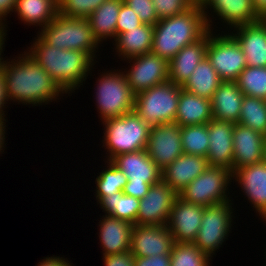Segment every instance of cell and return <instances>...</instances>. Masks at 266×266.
I'll use <instances>...</instances> for the list:
<instances>
[{
    "instance_id": "obj_41",
    "label": "cell",
    "mask_w": 266,
    "mask_h": 266,
    "mask_svg": "<svg viewBox=\"0 0 266 266\" xmlns=\"http://www.w3.org/2000/svg\"><path fill=\"white\" fill-rule=\"evenodd\" d=\"M104 266H134L135 257L131 251L103 256Z\"/></svg>"
},
{
    "instance_id": "obj_12",
    "label": "cell",
    "mask_w": 266,
    "mask_h": 266,
    "mask_svg": "<svg viewBox=\"0 0 266 266\" xmlns=\"http://www.w3.org/2000/svg\"><path fill=\"white\" fill-rule=\"evenodd\" d=\"M178 193L162 179L150 186L141 199L136 225H167Z\"/></svg>"
},
{
    "instance_id": "obj_46",
    "label": "cell",
    "mask_w": 266,
    "mask_h": 266,
    "mask_svg": "<svg viewBox=\"0 0 266 266\" xmlns=\"http://www.w3.org/2000/svg\"><path fill=\"white\" fill-rule=\"evenodd\" d=\"M8 100L6 98V93H5V81H4V77L0 71V120H7L5 119L6 115H5V112L7 111H4L7 104H8Z\"/></svg>"
},
{
    "instance_id": "obj_9",
    "label": "cell",
    "mask_w": 266,
    "mask_h": 266,
    "mask_svg": "<svg viewBox=\"0 0 266 266\" xmlns=\"http://www.w3.org/2000/svg\"><path fill=\"white\" fill-rule=\"evenodd\" d=\"M232 201H225L204 208L201 226L193 243L211 258L216 255L217 249H220L231 233L235 218Z\"/></svg>"
},
{
    "instance_id": "obj_48",
    "label": "cell",
    "mask_w": 266,
    "mask_h": 266,
    "mask_svg": "<svg viewBox=\"0 0 266 266\" xmlns=\"http://www.w3.org/2000/svg\"><path fill=\"white\" fill-rule=\"evenodd\" d=\"M6 122H8L7 120H0V154H4V150H5V139H6Z\"/></svg>"
},
{
    "instance_id": "obj_25",
    "label": "cell",
    "mask_w": 266,
    "mask_h": 266,
    "mask_svg": "<svg viewBox=\"0 0 266 266\" xmlns=\"http://www.w3.org/2000/svg\"><path fill=\"white\" fill-rule=\"evenodd\" d=\"M243 97L236 82L223 81L211 99L212 119L238 123Z\"/></svg>"
},
{
    "instance_id": "obj_20",
    "label": "cell",
    "mask_w": 266,
    "mask_h": 266,
    "mask_svg": "<svg viewBox=\"0 0 266 266\" xmlns=\"http://www.w3.org/2000/svg\"><path fill=\"white\" fill-rule=\"evenodd\" d=\"M265 135L236 123L233 128L232 173L243 166L263 161Z\"/></svg>"
},
{
    "instance_id": "obj_5",
    "label": "cell",
    "mask_w": 266,
    "mask_h": 266,
    "mask_svg": "<svg viewBox=\"0 0 266 266\" xmlns=\"http://www.w3.org/2000/svg\"><path fill=\"white\" fill-rule=\"evenodd\" d=\"M41 30V31H40ZM37 33L48 45L56 49L86 52L95 62L101 45L95 39L87 18L67 17L57 14Z\"/></svg>"
},
{
    "instance_id": "obj_45",
    "label": "cell",
    "mask_w": 266,
    "mask_h": 266,
    "mask_svg": "<svg viewBox=\"0 0 266 266\" xmlns=\"http://www.w3.org/2000/svg\"><path fill=\"white\" fill-rule=\"evenodd\" d=\"M70 262L67 258L53 255L43 258L38 262V266H72L73 263Z\"/></svg>"
},
{
    "instance_id": "obj_7",
    "label": "cell",
    "mask_w": 266,
    "mask_h": 266,
    "mask_svg": "<svg viewBox=\"0 0 266 266\" xmlns=\"http://www.w3.org/2000/svg\"><path fill=\"white\" fill-rule=\"evenodd\" d=\"M181 86L167 81L136 94L134 111L148 125L174 123Z\"/></svg>"
},
{
    "instance_id": "obj_21",
    "label": "cell",
    "mask_w": 266,
    "mask_h": 266,
    "mask_svg": "<svg viewBox=\"0 0 266 266\" xmlns=\"http://www.w3.org/2000/svg\"><path fill=\"white\" fill-rule=\"evenodd\" d=\"M111 162L128 178L127 182L153 185L161 180V169L151 160L146 149L119 154Z\"/></svg>"
},
{
    "instance_id": "obj_10",
    "label": "cell",
    "mask_w": 266,
    "mask_h": 266,
    "mask_svg": "<svg viewBox=\"0 0 266 266\" xmlns=\"http://www.w3.org/2000/svg\"><path fill=\"white\" fill-rule=\"evenodd\" d=\"M206 57L222 81L235 82L247 67L240 45L227 31H221V35L220 32L217 34L211 30L208 31Z\"/></svg>"
},
{
    "instance_id": "obj_38",
    "label": "cell",
    "mask_w": 266,
    "mask_h": 266,
    "mask_svg": "<svg viewBox=\"0 0 266 266\" xmlns=\"http://www.w3.org/2000/svg\"><path fill=\"white\" fill-rule=\"evenodd\" d=\"M158 19L172 17L190 9L194 0H152Z\"/></svg>"
},
{
    "instance_id": "obj_42",
    "label": "cell",
    "mask_w": 266,
    "mask_h": 266,
    "mask_svg": "<svg viewBox=\"0 0 266 266\" xmlns=\"http://www.w3.org/2000/svg\"><path fill=\"white\" fill-rule=\"evenodd\" d=\"M134 266H171L170 255L135 257Z\"/></svg>"
},
{
    "instance_id": "obj_13",
    "label": "cell",
    "mask_w": 266,
    "mask_h": 266,
    "mask_svg": "<svg viewBox=\"0 0 266 266\" xmlns=\"http://www.w3.org/2000/svg\"><path fill=\"white\" fill-rule=\"evenodd\" d=\"M200 4L208 29L211 31L215 29L212 27V23H215L212 19L216 17H219L223 23L221 25H224L228 32L229 29L261 20L254 10L252 0H203ZM210 12L215 15H211Z\"/></svg>"
},
{
    "instance_id": "obj_23",
    "label": "cell",
    "mask_w": 266,
    "mask_h": 266,
    "mask_svg": "<svg viewBox=\"0 0 266 266\" xmlns=\"http://www.w3.org/2000/svg\"><path fill=\"white\" fill-rule=\"evenodd\" d=\"M102 218V219H101ZM99 221L100 247L102 255H112L130 251L133 224L111 215H103Z\"/></svg>"
},
{
    "instance_id": "obj_49",
    "label": "cell",
    "mask_w": 266,
    "mask_h": 266,
    "mask_svg": "<svg viewBox=\"0 0 266 266\" xmlns=\"http://www.w3.org/2000/svg\"><path fill=\"white\" fill-rule=\"evenodd\" d=\"M7 31L8 30H6L5 24L0 20V53H4V44L6 41V35H8Z\"/></svg>"
},
{
    "instance_id": "obj_30",
    "label": "cell",
    "mask_w": 266,
    "mask_h": 266,
    "mask_svg": "<svg viewBox=\"0 0 266 266\" xmlns=\"http://www.w3.org/2000/svg\"><path fill=\"white\" fill-rule=\"evenodd\" d=\"M222 82L209 59L205 57L182 86V89L211 100Z\"/></svg>"
},
{
    "instance_id": "obj_36",
    "label": "cell",
    "mask_w": 266,
    "mask_h": 266,
    "mask_svg": "<svg viewBox=\"0 0 266 266\" xmlns=\"http://www.w3.org/2000/svg\"><path fill=\"white\" fill-rule=\"evenodd\" d=\"M212 258L194 243L174 242L170 253L171 266H210Z\"/></svg>"
},
{
    "instance_id": "obj_34",
    "label": "cell",
    "mask_w": 266,
    "mask_h": 266,
    "mask_svg": "<svg viewBox=\"0 0 266 266\" xmlns=\"http://www.w3.org/2000/svg\"><path fill=\"white\" fill-rule=\"evenodd\" d=\"M183 153L206 157L208 154V123L181 127Z\"/></svg>"
},
{
    "instance_id": "obj_4",
    "label": "cell",
    "mask_w": 266,
    "mask_h": 266,
    "mask_svg": "<svg viewBox=\"0 0 266 266\" xmlns=\"http://www.w3.org/2000/svg\"><path fill=\"white\" fill-rule=\"evenodd\" d=\"M104 136L102 147L106 159L111 161L119 154L137 152L147 148L151 126L141 119L135 111L120 117L102 121Z\"/></svg>"
},
{
    "instance_id": "obj_15",
    "label": "cell",
    "mask_w": 266,
    "mask_h": 266,
    "mask_svg": "<svg viewBox=\"0 0 266 266\" xmlns=\"http://www.w3.org/2000/svg\"><path fill=\"white\" fill-rule=\"evenodd\" d=\"M174 240L167 225H134L130 251L134 257L170 255Z\"/></svg>"
},
{
    "instance_id": "obj_28",
    "label": "cell",
    "mask_w": 266,
    "mask_h": 266,
    "mask_svg": "<svg viewBox=\"0 0 266 266\" xmlns=\"http://www.w3.org/2000/svg\"><path fill=\"white\" fill-rule=\"evenodd\" d=\"M14 14L23 24L40 29L48 25L58 14V0H17Z\"/></svg>"
},
{
    "instance_id": "obj_2",
    "label": "cell",
    "mask_w": 266,
    "mask_h": 266,
    "mask_svg": "<svg viewBox=\"0 0 266 266\" xmlns=\"http://www.w3.org/2000/svg\"><path fill=\"white\" fill-rule=\"evenodd\" d=\"M31 43L26 51L28 55L41 65L68 95L83 86V81H86L96 64L86 52L56 49L38 34Z\"/></svg>"
},
{
    "instance_id": "obj_39",
    "label": "cell",
    "mask_w": 266,
    "mask_h": 266,
    "mask_svg": "<svg viewBox=\"0 0 266 266\" xmlns=\"http://www.w3.org/2000/svg\"><path fill=\"white\" fill-rule=\"evenodd\" d=\"M123 3L139 16L143 24L154 26L159 21L152 0H123Z\"/></svg>"
},
{
    "instance_id": "obj_50",
    "label": "cell",
    "mask_w": 266,
    "mask_h": 266,
    "mask_svg": "<svg viewBox=\"0 0 266 266\" xmlns=\"http://www.w3.org/2000/svg\"><path fill=\"white\" fill-rule=\"evenodd\" d=\"M263 162L266 163V136L264 141Z\"/></svg>"
},
{
    "instance_id": "obj_6",
    "label": "cell",
    "mask_w": 266,
    "mask_h": 266,
    "mask_svg": "<svg viewBox=\"0 0 266 266\" xmlns=\"http://www.w3.org/2000/svg\"><path fill=\"white\" fill-rule=\"evenodd\" d=\"M98 75L96 80V109L101 122L120 117L134 111L136 94L127 83L122 69L108 70Z\"/></svg>"
},
{
    "instance_id": "obj_3",
    "label": "cell",
    "mask_w": 266,
    "mask_h": 266,
    "mask_svg": "<svg viewBox=\"0 0 266 266\" xmlns=\"http://www.w3.org/2000/svg\"><path fill=\"white\" fill-rule=\"evenodd\" d=\"M209 31L202 6L195 3L187 11L160 19L154 25L152 53L169 62L184 46Z\"/></svg>"
},
{
    "instance_id": "obj_16",
    "label": "cell",
    "mask_w": 266,
    "mask_h": 266,
    "mask_svg": "<svg viewBox=\"0 0 266 266\" xmlns=\"http://www.w3.org/2000/svg\"><path fill=\"white\" fill-rule=\"evenodd\" d=\"M205 206L184 201L179 196L172 206L167 227L176 243H193L201 226Z\"/></svg>"
},
{
    "instance_id": "obj_37",
    "label": "cell",
    "mask_w": 266,
    "mask_h": 266,
    "mask_svg": "<svg viewBox=\"0 0 266 266\" xmlns=\"http://www.w3.org/2000/svg\"><path fill=\"white\" fill-rule=\"evenodd\" d=\"M107 0H58V13L67 17L87 18Z\"/></svg>"
},
{
    "instance_id": "obj_33",
    "label": "cell",
    "mask_w": 266,
    "mask_h": 266,
    "mask_svg": "<svg viewBox=\"0 0 266 266\" xmlns=\"http://www.w3.org/2000/svg\"><path fill=\"white\" fill-rule=\"evenodd\" d=\"M238 123L266 136V100L244 95Z\"/></svg>"
},
{
    "instance_id": "obj_27",
    "label": "cell",
    "mask_w": 266,
    "mask_h": 266,
    "mask_svg": "<svg viewBox=\"0 0 266 266\" xmlns=\"http://www.w3.org/2000/svg\"><path fill=\"white\" fill-rule=\"evenodd\" d=\"M212 120L211 100L181 89L175 123L180 127L207 124Z\"/></svg>"
},
{
    "instance_id": "obj_26",
    "label": "cell",
    "mask_w": 266,
    "mask_h": 266,
    "mask_svg": "<svg viewBox=\"0 0 266 266\" xmlns=\"http://www.w3.org/2000/svg\"><path fill=\"white\" fill-rule=\"evenodd\" d=\"M153 31L154 26L142 23L136 28L117 35L112 43L115 41L114 50L119 59L127 60L150 53L153 46Z\"/></svg>"
},
{
    "instance_id": "obj_40",
    "label": "cell",
    "mask_w": 266,
    "mask_h": 266,
    "mask_svg": "<svg viewBox=\"0 0 266 266\" xmlns=\"http://www.w3.org/2000/svg\"><path fill=\"white\" fill-rule=\"evenodd\" d=\"M139 16L126 4L122 3L116 25V36L140 26Z\"/></svg>"
},
{
    "instance_id": "obj_35",
    "label": "cell",
    "mask_w": 266,
    "mask_h": 266,
    "mask_svg": "<svg viewBox=\"0 0 266 266\" xmlns=\"http://www.w3.org/2000/svg\"><path fill=\"white\" fill-rule=\"evenodd\" d=\"M235 82L244 95L266 100V67L247 66Z\"/></svg>"
},
{
    "instance_id": "obj_29",
    "label": "cell",
    "mask_w": 266,
    "mask_h": 266,
    "mask_svg": "<svg viewBox=\"0 0 266 266\" xmlns=\"http://www.w3.org/2000/svg\"><path fill=\"white\" fill-rule=\"evenodd\" d=\"M122 3L123 0H107L87 17L93 36L100 45L107 39L115 40L117 19Z\"/></svg>"
},
{
    "instance_id": "obj_24",
    "label": "cell",
    "mask_w": 266,
    "mask_h": 266,
    "mask_svg": "<svg viewBox=\"0 0 266 266\" xmlns=\"http://www.w3.org/2000/svg\"><path fill=\"white\" fill-rule=\"evenodd\" d=\"M208 32L196 42L184 46L169 62V81L183 86L198 64L206 57Z\"/></svg>"
},
{
    "instance_id": "obj_8",
    "label": "cell",
    "mask_w": 266,
    "mask_h": 266,
    "mask_svg": "<svg viewBox=\"0 0 266 266\" xmlns=\"http://www.w3.org/2000/svg\"><path fill=\"white\" fill-rule=\"evenodd\" d=\"M231 182H233L232 171L224 167L209 166L189 183L178 196L186 202L205 207L219 204L233 200L229 196Z\"/></svg>"
},
{
    "instance_id": "obj_47",
    "label": "cell",
    "mask_w": 266,
    "mask_h": 266,
    "mask_svg": "<svg viewBox=\"0 0 266 266\" xmlns=\"http://www.w3.org/2000/svg\"><path fill=\"white\" fill-rule=\"evenodd\" d=\"M256 14L261 19H266V0H252Z\"/></svg>"
},
{
    "instance_id": "obj_19",
    "label": "cell",
    "mask_w": 266,
    "mask_h": 266,
    "mask_svg": "<svg viewBox=\"0 0 266 266\" xmlns=\"http://www.w3.org/2000/svg\"><path fill=\"white\" fill-rule=\"evenodd\" d=\"M235 123L212 119L208 122V166L224 167L232 171L233 128Z\"/></svg>"
},
{
    "instance_id": "obj_22",
    "label": "cell",
    "mask_w": 266,
    "mask_h": 266,
    "mask_svg": "<svg viewBox=\"0 0 266 266\" xmlns=\"http://www.w3.org/2000/svg\"><path fill=\"white\" fill-rule=\"evenodd\" d=\"M208 167L206 157L183 153L161 170V179L179 194Z\"/></svg>"
},
{
    "instance_id": "obj_44",
    "label": "cell",
    "mask_w": 266,
    "mask_h": 266,
    "mask_svg": "<svg viewBox=\"0 0 266 266\" xmlns=\"http://www.w3.org/2000/svg\"><path fill=\"white\" fill-rule=\"evenodd\" d=\"M17 0H0V20L7 27L6 18L14 12Z\"/></svg>"
},
{
    "instance_id": "obj_32",
    "label": "cell",
    "mask_w": 266,
    "mask_h": 266,
    "mask_svg": "<svg viewBox=\"0 0 266 266\" xmlns=\"http://www.w3.org/2000/svg\"><path fill=\"white\" fill-rule=\"evenodd\" d=\"M105 166L95 179L96 189L95 198L97 202L103 196H109L123 191L125 184L128 181L126 175L111 161H104Z\"/></svg>"
},
{
    "instance_id": "obj_31",
    "label": "cell",
    "mask_w": 266,
    "mask_h": 266,
    "mask_svg": "<svg viewBox=\"0 0 266 266\" xmlns=\"http://www.w3.org/2000/svg\"><path fill=\"white\" fill-rule=\"evenodd\" d=\"M98 204L105 214L136 225L140 205L138 198L126 195L121 191L113 195L103 196L97 202Z\"/></svg>"
},
{
    "instance_id": "obj_18",
    "label": "cell",
    "mask_w": 266,
    "mask_h": 266,
    "mask_svg": "<svg viewBox=\"0 0 266 266\" xmlns=\"http://www.w3.org/2000/svg\"><path fill=\"white\" fill-rule=\"evenodd\" d=\"M232 30H229L230 34L240 45L247 66L266 67V19L244 24Z\"/></svg>"
},
{
    "instance_id": "obj_51",
    "label": "cell",
    "mask_w": 266,
    "mask_h": 266,
    "mask_svg": "<svg viewBox=\"0 0 266 266\" xmlns=\"http://www.w3.org/2000/svg\"><path fill=\"white\" fill-rule=\"evenodd\" d=\"M196 3H201L203 0H194Z\"/></svg>"
},
{
    "instance_id": "obj_14",
    "label": "cell",
    "mask_w": 266,
    "mask_h": 266,
    "mask_svg": "<svg viewBox=\"0 0 266 266\" xmlns=\"http://www.w3.org/2000/svg\"><path fill=\"white\" fill-rule=\"evenodd\" d=\"M146 150L151 160L163 170L183 154L181 127L175 122L151 126Z\"/></svg>"
},
{
    "instance_id": "obj_11",
    "label": "cell",
    "mask_w": 266,
    "mask_h": 266,
    "mask_svg": "<svg viewBox=\"0 0 266 266\" xmlns=\"http://www.w3.org/2000/svg\"><path fill=\"white\" fill-rule=\"evenodd\" d=\"M125 62L130 63V66L123 72L135 94L169 81L168 62L152 52L129 58Z\"/></svg>"
},
{
    "instance_id": "obj_43",
    "label": "cell",
    "mask_w": 266,
    "mask_h": 266,
    "mask_svg": "<svg viewBox=\"0 0 266 266\" xmlns=\"http://www.w3.org/2000/svg\"><path fill=\"white\" fill-rule=\"evenodd\" d=\"M150 186V184H137L127 182L123 189V193L141 199L148 193Z\"/></svg>"
},
{
    "instance_id": "obj_17",
    "label": "cell",
    "mask_w": 266,
    "mask_h": 266,
    "mask_svg": "<svg viewBox=\"0 0 266 266\" xmlns=\"http://www.w3.org/2000/svg\"><path fill=\"white\" fill-rule=\"evenodd\" d=\"M232 180L241 187L246 200L261 220L266 217V163L243 166L232 173Z\"/></svg>"
},
{
    "instance_id": "obj_1",
    "label": "cell",
    "mask_w": 266,
    "mask_h": 266,
    "mask_svg": "<svg viewBox=\"0 0 266 266\" xmlns=\"http://www.w3.org/2000/svg\"><path fill=\"white\" fill-rule=\"evenodd\" d=\"M13 58L0 60L9 104L12 101L25 106H42L67 94L26 50Z\"/></svg>"
}]
</instances>
